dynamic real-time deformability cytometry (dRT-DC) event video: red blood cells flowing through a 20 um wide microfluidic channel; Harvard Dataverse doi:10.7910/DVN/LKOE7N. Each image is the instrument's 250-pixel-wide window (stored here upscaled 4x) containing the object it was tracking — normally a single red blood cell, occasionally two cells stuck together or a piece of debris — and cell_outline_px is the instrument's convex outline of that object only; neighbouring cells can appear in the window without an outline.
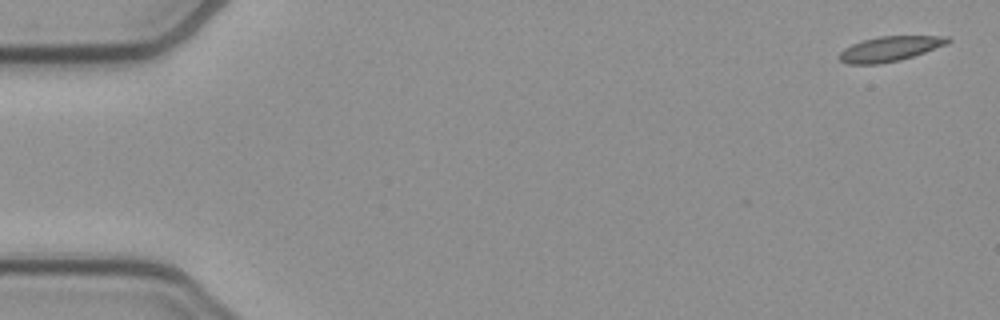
{"species": "common noctule bat (a hibernating species)", "species_latin": "Nyctalus noctula", "temperature_condition": "cold", "stored_images_in_passage": 45, "camera_frame_rate_fps": 3000, "um_per_image_px": 0.085, "animal": {"sex": "female", "body_mass_g": 21.9}, "frame": {"image": 1, "passage_image": 1, "time_ms": 0.0, "image_size_px": [1000, 320], "cell_outline_px": [[952, 40], [948, 44], [900, 60], [880, 64], [848, 64], [840, 60], [836, 56], [844, 48], [852, 44], [864, 40], [880, 36], [948, 36]], "centroid_in_image_um": [75.62, 4.15], "position_along_channel_um": 9.4, "area_um2": 15.78}}
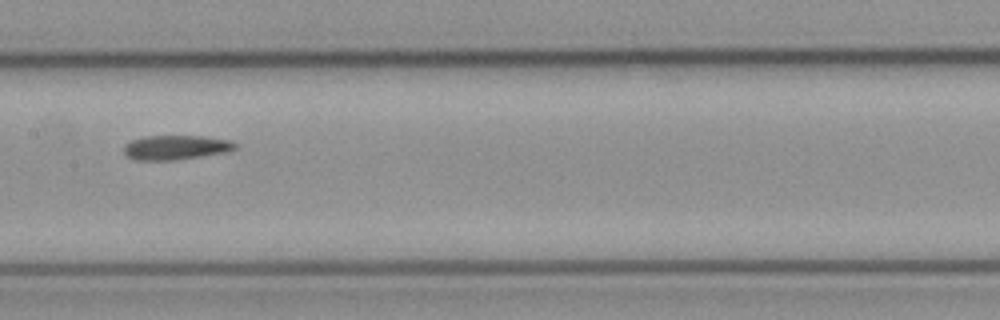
{"frame": {"image": 2, "passage_image": 26, "time_ms": 8.333, "image_size_px": [1000, 320], "cell_outline_px": [[236, 148], [228, 152], [176, 160], [136, 160], [124, 156], [124, 144], [132, 140], [144, 136], [204, 136], [228, 140], [236, 144]], "centroid_in_image_um": [14.91, 12.54], "position_along_channel_um": 192.5, "area_um2": 15.95}}
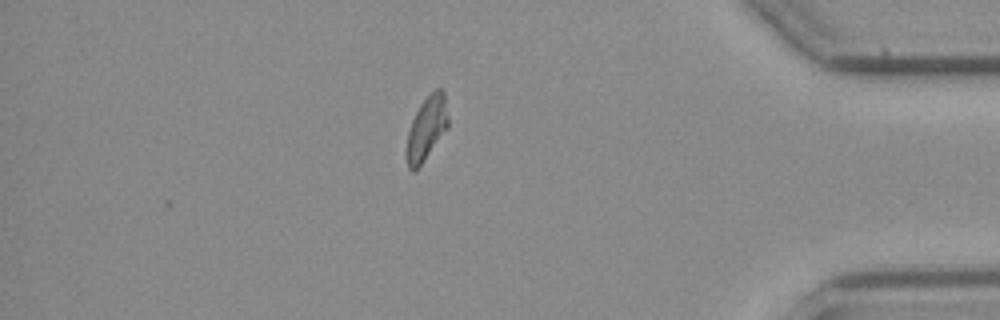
{"frame": {"image": 3, "passage_image": 45, "time_ms": 14.667, "image_size_px": [1000, 320], "cell_outline_px": [[448, 128], [424, 160], [412, 172], [408, 168], [408, 132], [412, 120], [420, 104], [436, 88], [440, 88], [444, 92], [448, 116]], "centroid_in_image_um": [36.3, 10.86], "position_along_channel_um": 398.9, "area_um2": 14.91}}